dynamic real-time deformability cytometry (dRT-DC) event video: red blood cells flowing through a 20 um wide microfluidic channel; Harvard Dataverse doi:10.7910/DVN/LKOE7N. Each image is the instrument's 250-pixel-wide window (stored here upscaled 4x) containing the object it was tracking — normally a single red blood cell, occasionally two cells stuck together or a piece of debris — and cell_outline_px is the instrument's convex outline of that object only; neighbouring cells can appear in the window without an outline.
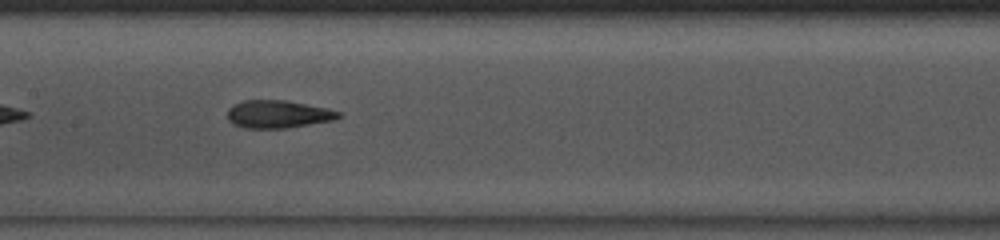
{"species": "common noctule bat (a hibernating species)", "species_latin": "Nyctalus noctula", "temperature_condition": "room temperature", "stored_images_in_passage": 35, "camera_frame_rate_fps": 3000, "um_per_image_px": 0.085, "animal": {"sex": "male", "body_mass_g": 13.0, "forearm_length_mm": 53.1}, "frame": {"image": 1, "passage_image": 11, "time_ms": 3.333, "image_size_px": [1000, 240], "cell_outline_px": [[344, 116], [332, 120], [284, 128], [244, 128], [232, 124], [228, 120], [228, 108], [244, 100], [284, 100], [328, 108], [340, 112]], "centroid_in_image_um": [23.63, 9.7], "position_along_channel_um": 183.8, "area_um2": 17.86}}
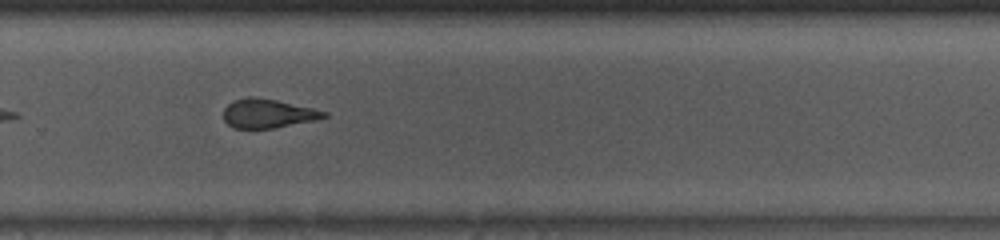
{"frame": {"image": 2, "passage_image": 20, "time_ms": 6.333, "image_size_px": [1000, 240], "cell_outline_px": [[328, 116], [312, 120], [272, 128], [232, 128], [224, 120], [224, 108], [232, 100], [248, 96], [256, 96], [276, 100], [312, 108], [328, 112]], "centroid_in_image_um": [22.71, 9.62], "position_along_channel_um": 307.1, "area_um2": 16.82}, "authors_computed_cell_mechanics": {"area_um2": 17.9758, "velocity_mm_per_s": 4.1256, "shape_relaxation_time_tau1_ms": null, "shape_relaxation_time_tau2_ms": 1.46, "deformation_change_tau1": null, "deformation_change_tau2": 0.1137}}